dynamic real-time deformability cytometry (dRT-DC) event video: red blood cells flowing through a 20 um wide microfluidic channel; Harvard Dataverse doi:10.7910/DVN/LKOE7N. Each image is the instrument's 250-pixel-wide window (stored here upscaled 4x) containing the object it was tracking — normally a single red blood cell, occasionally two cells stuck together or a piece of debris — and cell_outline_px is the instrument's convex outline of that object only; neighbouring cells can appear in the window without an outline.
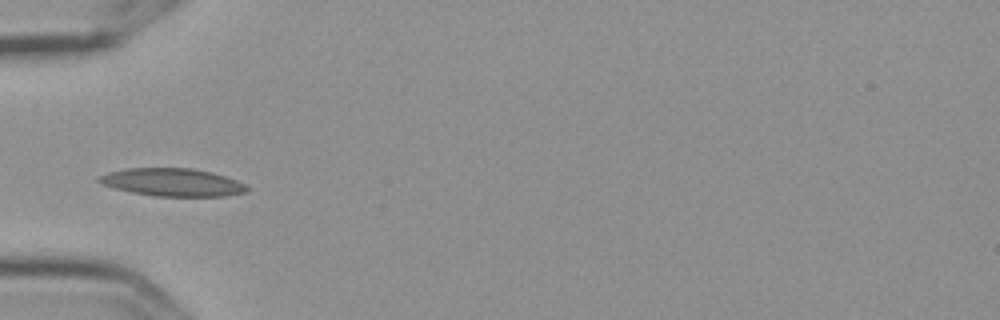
{"species": "Egyptian fruit bat (a non-hibernating species)", "species_latin": "Rousettus aegyptiacus", "temperature_condition": "cold", "stored_images_in_passage": 4, "camera_frame_rate_fps": 3000, "um_per_image_px": 0.085, "frame": {"image": 1, "passage_image": 1, "time_ms": 0.0, "image_size_px": [1000, 320], "cell_outline_px": [[248, 192], [224, 196], [152, 196], [132, 192], [100, 184], [96, 180], [96, 176], [108, 172], [128, 168], [192, 168], [212, 172], [236, 180], [244, 184], [248, 188]], "centroid_in_image_um": [14.62, 15.49], "position_along_channel_um": 70.4, "area_um2": 24.04}}
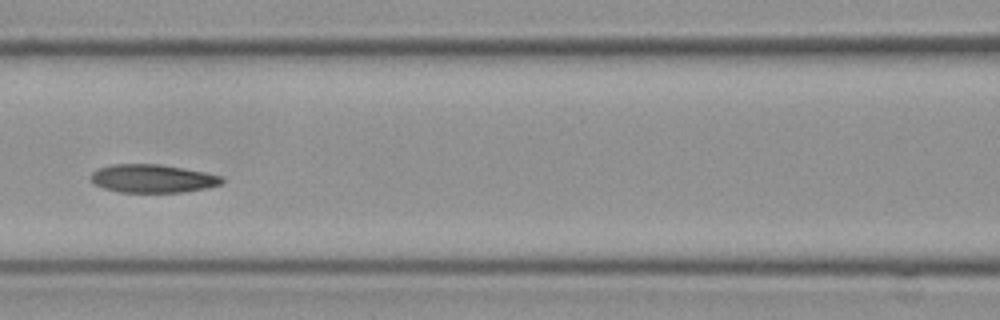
{"frame": {"image": 2, "passage_image": 3, "time_ms": 0.667, "image_size_px": [1000, 320], "cell_outline_px": [[224, 180], [220, 184], [204, 188], [184, 192], [120, 192], [104, 188], [96, 184], [88, 176], [92, 172], [100, 168], [112, 164], [160, 164], [204, 172], [224, 176]], "centroid_in_image_um": [12.97, 15.17], "position_along_channel_um": 153.6, "area_um2": 21.44}}
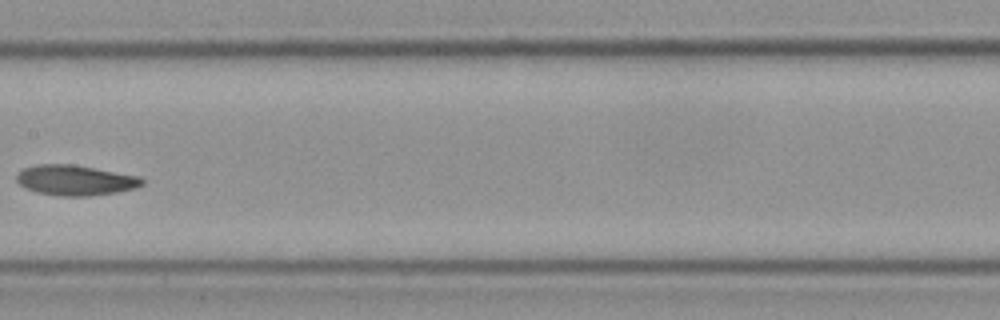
{"frame": {"image": 3, "passage_image": 4, "time_ms": 1.0, "image_size_px": [1000, 320], "cell_outline_px": [[144, 184], [136, 188], [116, 192], [88, 196], [60, 196], [36, 192], [24, 188], [16, 180], [16, 176], [24, 168], [36, 164], [72, 164], [140, 176], [144, 180]], "centroid_in_image_um": [6.4, 15.32], "position_along_channel_um": 201.0, "area_um2": 22.2}}